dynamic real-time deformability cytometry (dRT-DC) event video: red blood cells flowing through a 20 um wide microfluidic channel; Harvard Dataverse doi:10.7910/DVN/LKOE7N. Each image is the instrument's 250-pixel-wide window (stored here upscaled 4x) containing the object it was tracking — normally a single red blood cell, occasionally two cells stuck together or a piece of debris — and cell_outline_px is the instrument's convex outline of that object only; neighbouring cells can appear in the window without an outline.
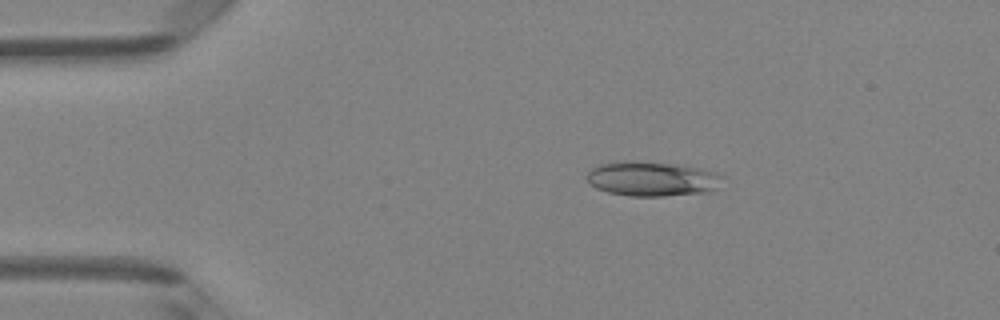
{"species": "Egyptian fruit bat (a non-hibernating species)", "species_latin": "Rousettus aegyptiacus", "temperature_condition": "room temperature", "stored_images_in_passage": 6, "camera_frame_rate_fps": 3000, "um_per_image_px": 0.085, "animal": {"sex": "female"}, "frame": {"image": 1, "passage_image": 3, "time_ms": 2.333, "image_size_px": [1000, 320], "cell_outline_px": [[724, 176], [716, 188], [708, 192], [664, 196], [628, 196], [608, 192], [596, 188], [588, 184], [584, 176], [592, 168], [600, 164], [632, 160], [676, 164], [716, 172]], "centroid_in_image_um": [55.38, 15.2], "position_along_channel_um": 29.6, "area_um2": 27.51}}
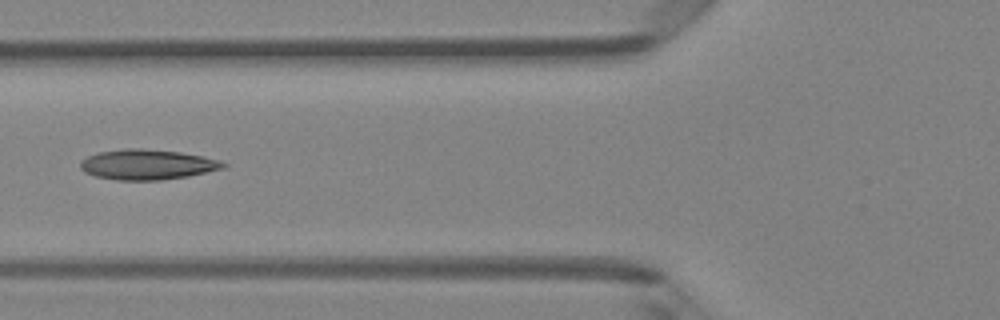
{"frame": {"image": 2, "passage_image": 5, "time_ms": 5.667, "image_size_px": [1000, 320], "cell_outline_px": [[228, 164], [224, 168], [188, 176], [160, 180], [116, 180], [96, 176], [84, 172], [80, 168], [80, 160], [88, 156], [100, 152], [124, 148], [140, 148], [180, 152], [220, 160]], "centroid_in_image_um": [12.5, 13.98], "position_along_channel_um": 113.3, "area_um2": 25.09}}
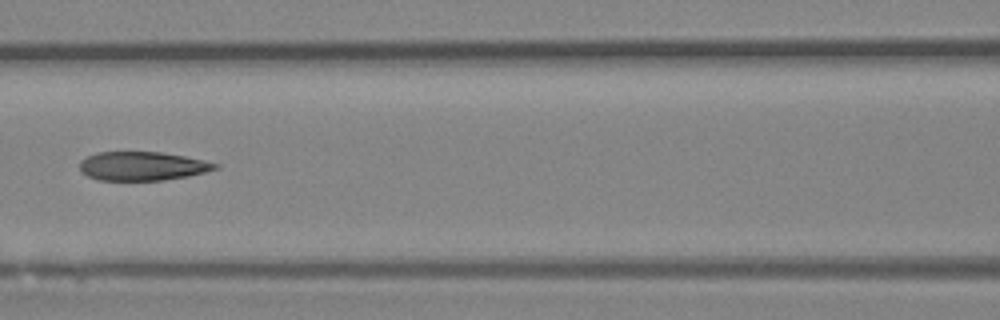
{"frame": {"image": 3, "passage_image": 6, "time_ms": 6.667, "image_size_px": [1000, 320], "cell_outline_px": [[220, 168], [188, 176], [164, 180], [100, 180], [88, 176], [80, 172], [80, 160], [96, 152], [160, 152], [184, 156], [220, 164]], "centroid_in_image_um": [12.09, 14.12], "position_along_channel_um": 154.5, "area_um2": 22.72}}